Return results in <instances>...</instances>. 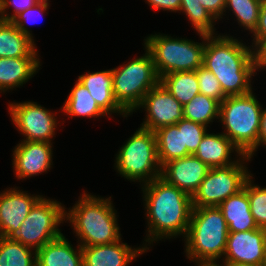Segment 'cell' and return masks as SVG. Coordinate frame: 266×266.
Segmentation results:
<instances>
[{
  "instance_id": "32",
  "label": "cell",
  "mask_w": 266,
  "mask_h": 266,
  "mask_svg": "<svg viewBox=\"0 0 266 266\" xmlns=\"http://www.w3.org/2000/svg\"><path fill=\"white\" fill-rule=\"evenodd\" d=\"M196 77L199 84L200 94L213 98L219 103L226 98L221 88L220 82L211 71L201 66L196 70Z\"/></svg>"
},
{
  "instance_id": "18",
  "label": "cell",
  "mask_w": 266,
  "mask_h": 266,
  "mask_svg": "<svg viewBox=\"0 0 266 266\" xmlns=\"http://www.w3.org/2000/svg\"><path fill=\"white\" fill-rule=\"evenodd\" d=\"M77 80L88 89L92 98L106 115L111 116L113 113H118L124 118L129 116L114 97L111 69L92 73L86 72V74L80 75Z\"/></svg>"
},
{
  "instance_id": "31",
  "label": "cell",
  "mask_w": 266,
  "mask_h": 266,
  "mask_svg": "<svg viewBox=\"0 0 266 266\" xmlns=\"http://www.w3.org/2000/svg\"><path fill=\"white\" fill-rule=\"evenodd\" d=\"M251 175L247 179V194L250 211L259 228L266 229V187L255 185Z\"/></svg>"
},
{
  "instance_id": "33",
  "label": "cell",
  "mask_w": 266,
  "mask_h": 266,
  "mask_svg": "<svg viewBox=\"0 0 266 266\" xmlns=\"http://www.w3.org/2000/svg\"><path fill=\"white\" fill-rule=\"evenodd\" d=\"M208 127L185 118L182 119L183 147L187 148L190 155H194L199 143L207 133Z\"/></svg>"
},
{
  "instance_id": "6",
  "label": "cell",
  "mask_w": 266,
  "mask_h": 266,
  "mask_svg": "<svg viewBox=\"0 0 266 266\" xmlns=\"http://www.w3.org/2000/svg\"><path fill=\"white\" fill-rule=\"evenodd\" d=\"M201 43L186 38H173L166 34H151L144 39L154 61L156 72L162 76L184 71H196L203 66L205 34L198 33Z\"/></svg>"
},
{
  "instance_id": "22",
  "label": "cell",
  "mask_w": 266,
  "mask_h": 266,
  "mask_svg": "<svg viewBox=\"0 0 266 266\" xmlns=\"http://www.w3.org/2000/svg\"><path fill=\"white\" fill-rule=\"evenodd\" d=\"M37 266H83L82 249L78 244L77 248L61 236L46 243L36 251Z\"/></svg>"
},
{
  "instance_id": "12",
  "label": "cell",
  "mask_w": 266,
  "mask_h": 266,
  "mask_svg": "<svg viewBox=\"0 0 266 266\" xmlns=\"http://www.w3.org/2000/svg\"><path fill=\"white\" fill-rule=\"evenodd\" d=\"M140 108H145L146 117L140 127L151 131L175 125L184 118L183 106L161 82L145 94L136 110Z\"/></svg>"
},
{
  "instance_id": "5",
  "label": "cell",
  "mask_w": 266,
  "mask_h": 266,
  "mask_svg": "<svg viewBox=\"0 0 266 266\" xmlns=\"http://www.w3.org/2000/svg\"><path fill=\"white\" fill-rule=\"evenodd\" d=\"M262 106L253 90L244 95L227 96L220 103L219 121L225 128L222 133L250 158L258 149Z\"/></svg>"
},
{
  "instance_id": "19",
  "label": "cell",
  "mask_w": 266,
  "mask_h": 266,
  "mask_svg": "<svg viewBox=\"0 0 266 266\" xmlns=\"http://www.w3.org/2000/svg\"><path fill=\"white\" fill-rule=\"evenodd\" d=\"M237 158L231 160L233 152ZM232 153V154H231ZM194 156L210 168L226 167L235 164L243 156L240 150L223 133H206L199 143Z\"/></svg>"
},
{
  "instance_id": "35",
  "label": "cell",
  "mask_w": 266,
  "mask_h": 266,
  "mask_svg": "<svg viewBox=\"0 0 266 266\" xmlns=\"http://www.w3.org/2000/svg\"><path fill=\"white\" fill-rule=\"evenodd\" d=\"M41 0H0V19L12 20L21 11L33 7ZM11 6V7H10ZM13 7V14L7 10Z\"/></svg>"
},
{
  "instance_id": "38",
  "label": "cell",
  "mask_w": 266,
  "mask_h": 266,
  "mask_svg": "<svg viewBox=\"0 0 266 266\" xmlns=\"http://www.w3.org/2000/svg\"><path fill=\"white\" fill-rule=\"evenodd\" d=\"M153 10H163V11H171L179 13L181 0H146Z\"/></svg>"
},
{
  "instance_id": "7",
  "label": "cell",
  "mask_w": 266,
  "mask_h": 266,
  "mask_svg": "<svg viewBox=\"0 0 266 266\" xmlns=\"http://www.w3.org/2000/svg\"><path fill=\"white\" fill-rule=\"evenodd\" d=\"M115 159L114 167L127 180L144 185L160 177L161 165L154 131L138 128L118 150Z\"/></svg>"
},
{
  "instance_id": "21",
  "label": "cell",
  "mask_w": 266,
  "mask_h": 266,
  "mask_svg": "<svg viewBox=\"0 0 266 266\" xmlns=\"http://www.w3.org/2000/svg\"><path fill=\"white\" fill-rule=\"evenodd\" d=\"M218 207L223 213L229 232H245L259 228L250 211L247 180L243 189L229 196Z\"/></svg>"
},
{
  "instance_id": "16",
  "label": "cell",
  "mask_w": 266,
  "mask_h": 266,
  "mask_svg": "<svg viewBox=\"0 0 266 266\" xmlns=\"http://www.w3.org/2000/svg\"><path fill=\"white\" fill-rule=\"evenodd\" d=\"M210 167L194 155L182 157L165 163L160 177L185 193L193 196Z\"/></svg>"
},
{
  "instance_id": "14",
  "label": "cell",
  "mask_w": 266,
  "mask_h": 266,
  "mask_svg": "<svg viewBox=\"0 0 266 266\" xmlns=\"http://www.w3.org/2000/svg\"><path fill=\"white\" fill-rule=\"evenodd\" d=\"M43 197L10 188L0 192V236L13 237L34 205Z\"/></svg>"
},
{
  "instance_id": "23",
  "label": "cell",
  "mask_w": 266,
  "mask_h": 266,
  "mask_svg": "<svg viewBox=\"0 0 266 266\" xmlns=\"http://www.w3.org/2000/svg\"><path fill=\"white\" fill-rule=\"evenodd\" d=\"M34 38L22 33L11 20L0 19V58L39 57Z\"/></svg>"
},
{
  "instance_id": "25",
  "label": "cell",
  "mask_w": 266,
  "mask_h": 266,
  "mask_svg": "<svg viewBox=\"0 0 266 266\" xmlns=\"http://www.w3.org/2000/svg\"><path fill=\"white\" fill-rule=\"evenodd\" d=\"M69 118L72 117H89L98 118L107 116L97 105L95 99L92 98L88 89L76 81L71 89L62 110Z\"/></svg>"
},
{
  "instance_id": "1",
  "label": "cell",
  "mask_w": 266,
  "mask_h": 266,
  "mask_svg": "<svg viewBox=\"0 0 266 266\" xmlns=\"http://www.w3.org/2000/svg\"><path fill=\"white\" fill-rule=\"evenodd\" d=\"M141 187L148 225L143 247L148 251V245L159 239L185 237L193 210L192 196L161 177Z\"/></svg>"
},
{
  "instance_id": "41",
  "label": "cell",
  "mask_w": 266,
  "mask_h": 266,
  "mask_svg": "<svg viewBox=\"0 0 266 266\" xmlns=\"http://www.w3.org/2000/svg\"><path fill=\"white\" fill-rule=\"evenodd\" d=\"M219 261H198L195 265L198 266H225V263L219 265Z\"/></svg>"
},
{
  "instance_id": "3",
  "label": "cell",
  "mask_w": 266,
  "mask_h": 266,
  "mask_svg": "<svg viewBox=\"0 0 266 266\" xmlns=\"http://www.w3.org/2000/svg\"><path fill=\"white\" fill-rule=\"evenodd\" d=\"M111 200V196L97 197L84 191L76 204L65 210V220L72 225L81 246L109 244L122 239L117 211Z\"/></svg>"
},
{
  "instance_id": "24",
  "label": "cell",
  "mask_w": 266,
  "mask_h": 266,
  "mask_svg": "<svg viewBox=\"0 0 266 266\" xmlns=\"http://www.w3.org/2000/svg\"><path fill=\"white\" fill-rule=\"evenodd\" d=\"M154 132L161 167L169 161L190 155L187 148L183 147L182 119L175 125L163 126Z\"/></svg>"
},
{
  "instance_id": "15",
  "label": "cell",
  "mask_w": 266,
  "mask_h": 266,
  "mask_svg": "<svg viewBox=\"0 0 266 266\" xmlns=\"http://www.w3.org/2000/svg\"><path fill=\"white\" fill-rule=\"evenodd\" d=\"M266 229L229 232L222 262H239L263 265Z\"/></svg>"
},
{
  "instance_id": "9",
  "label": "cell",
  "mask_w": 266,
  "mask_h": 266,
  "mask_svg": "<svg viewBox=\"0 0 266 266\" xmlns=\"http://www.w3.org/2000/svg\"><path fill=\"white\" fill-rule=\"evenodd\" d=\"M65 209L67 208L61 202L43 196L28 213L12 238L37 251L63 234L59 226L66 222Z\"/></svg>"
},
{
  "instance_id": "37",
  "label": "cell",
  "mask_w": 266,
  "mask_h": 266,
  "mask_svg": "<svg viewBox=\"0 0 266 266\" xmlns=\"http://www.w3.org/2000/svg\"><path fill=\"white\" fill-rule=\"evenodd\" d=\"M201 5L210 12V14L216 19H222L227 12H225V0H198ZM225 12V14H224Z\"/></svg>"
},
{
  "instance_id": "29",
  "label": "cell",
  "mask_w": 266,
  "mask_h": 266,
  "mask_svg": "<svg viewBox=\"0 0 266 266\" xmlns=\"http://www.w3.org/2000/svg\"><path fill=\"white\" fill-rule=\"evenodd\" d=\"M262 0H225V11L235 15L238 25L252 33L258 22Z\"/></svg>"
},
{
  "instance_id": "11",
  "label": "cell",
  "mask_w": 266,
  "mask_h": 266,
  "mask_svg": "<svg viewBox=\"0 0 266 266\" xmlns=\"http://www.w3.org/2000/svg\"><path fill=\"white\" fill-rule=\"evenodd\" d=\"M8 109L13 125L24 137L22 141L53 143L51 141L59 124L56 113L32 101H14L9 103Z\"/></svg>"
},
{
  "instance_id": "26",
  "label": "cell",
  "mask_w": 266,
  "mask_h": 266,
  "mask_svg": "<svg viewBox=\"0 0 266 266\" xmlns=\"http://www.w3.org/2000/svg\"><path fill=\"white\" fill-rule=\"evenodd\" d=\"M160 82L182 106L200 93L196 71L169 73L162 76Z\"/></svg>"
},
{
  "instance_id": "36",
  "label": "cell",
  "mask_w": 266,
  "mask_h": 266,
  "mask_svg": "<svg viewBox=\"0 0 266 266\" xmlns=\"http://www.w3.org/2000/svg\"><path fill=\"white\" fill-rule=\"evenodd\" d=\"M253 34L252 48L263 38H266V0H262L259 18Z\"/></svg>"
},
{
  "instance_id": "17",
  "label": "cell",
  "mask_w": 266,
  "mask_h": 266,
  "mask_svg": "<svg viewBox=\"0 0 266 266\" xmlns=\"http://www.w3.org/2000/svg\"><path fill=\"white\" fill-rule=\"evenodd\" d=\"M83 266H128L147 250L144 247L132 248L120 240L103 245L81 246Z\"/></svg>"
},
{
  "instance_id": "28",
  "label": "cell",
  "mask_w": 266,
  "mask_h": 266,
  "mask_svg": "<svg viewBox=\"0 0 266 266\" xmlns=\"http://www.w3.org/2000/svg\"><path fill=\"white\" fill-rule=\"evenodd\" d=\"M220 103L203 94L195 95L183 106V115L187 120L208 127L214 119H219Z\"/></svg>"
},
{
  "instance_id": "43",
  "label": "cell",
  "mask_w": 266,
  "mask_h": 266,
  "mask_svg": "<svg viewBox=\"0 0 266 266\" xmlns=\"http://www.w3.org/2000/svg\"><path fill=\"white\" fill-rule=\"evenodd\" d=\"M263 265L266 266V242H265V251H264V262Z\"/></svg>"
},
{
  "instance_id": "10",
  "label": "cell",
  "mask_w": 266,
  "mask_h": 266,
  "mask_svg": "<svg viewBox=\"0 0 266 266\" xmlns=\"http://www.w3.org/2000/svg\"><path fill=\"white\" fill-rule=\"evenodd\" d=\"M248 161L251 158L243 155L235 164L210 168L192 196L193 207H218L229 196L243 189L246 180L252 175L245 166Z\"/></svg>"
},
{
  "instance_id": "42",
  "label": "cell",
  "mask_w": 266,
  "mask_h": 266,
  "mask_svg": "<svg viewBox=\"0 0 266 266\" xmlns=\"http://www.w3.org/2000/svg\"><path fill=\"white\" fill-rule=\"evenodd\" d=\"M225 266H264V265H254L248 263H239V262H224Z\"/></svg>"
},
{
  "instance_id": "8",
  "label": "cell",
  "mask_w": 266,
  "mask_h": 266,
  "mask_svg": "<svg viewBox=\"0 0 266 266\" xmlns=\"http://www.w3.org/2000/svg\"><path fill=\"white\" fill-rule=\"evenodd\" d=\"M119 67L111 69L113 94L129 114L136 112L145 94L160 82L150 51Z\"/></svg>"
},
{
  "instance_id": "4",
  "label": "cell",
  "mask_w": 266,
  "mask_h": 266,
  "mask_svg": "<svg viewBox=\"0 0 266 266\" xmlns=\"http://www.w3.org/2000/svg\"><path fill=\"white\" fill-rule=\"evenodd\" d=\"M228 233V225L219 207H193L183 238L187 259L193 262L223 259Z\"/></svg>"
},
{
  "instance_id": "39",
  "label": "cell",
  "mask_w": 266,
  "mask_h": 266,
  "mask_svg": "<svg viewBox=\"0 0 266 266\" xmlns=\"http://www.w3.org/2000/svg\"><path fill=\"white\" fill-rule=\"evenodd\" d=\"M253 58L256 66V70L266 68V38L261 39L253 47Z\"/></svg>"
},
{
  "instance_id": "20",
  "label": "cell",
  "mask_w": 266,
  "mask_h": 266,
  "mask_svg": "<svg viewBox=\"0 0 266 266\" xmlns=\"http://www.w3.org/2000/svg\"><path fill=\"white\" fill-rule=\"evenodd\" d=\"M39 57L0 58V93L26 84L41 67Z\"/></svg>"
},
{
  "instance_id": "40",
  "label": "cell",
  "mask_w": 266,
  "mask_h": 266,
  "mask_svg": "<svg viewBox=\"0 0 266 266\" xmlns=\"http://www.w3.org/2000/svg\"><path fill=\"white\" fill-rule=\"evenodd\" d=\"M260 145L266 148V108H262L261 114L260 129L258 134V147Z\"/></svg>"
},
{
  "instance_id": "27",
  "label": "cell",
  "mask_w": 266,
  "mask_h": 266,
  "mask_svg": "<svg viewBox=\"0 0 266 266\" xmlns=\"http://www.w3.org/2000/svg\"><path fill=\"white\" fill-rule=\"evenodd\" d=\"M0 266H37L36 251L12 237L0 236Z\"/></svg>"
},
{
  "instance_id": "30",
  "label": "cell",
  "mask_w": 266,
  "mask_h": 266,
  "mask_svg": "<svg viewBox=\"0 0 266 266\" xmlns=\"http://www.w3.org/2000/svg\"><path fill=\"white\" fill-rule=\"evenodd\" d=\"M180 12L191 21L197 33L215 34L214 24L217 20L207 11L198 0H181Z\"/></svg>"
},
{
  "instance_id": "13",
  "label": "cell",
  "mask_w": 266,
  "mask_h": 266,
  "mask_svg": "<svg viewBox=\"0 0 266 266\" xmlns=\"http://www.w3.org/2000/svg\"><path fill=\"white\" fill-rule=\"evenodd\" d=\"M15 146L12 154L13 172L17 179L31 178L52 167L53 143L22 141Z\"/></svg>"
},
{
  "instance_id": "2",
  "label": "cell",
  "mask_w": 266,
  "mask_h": 266,
  "mask_svg": "<svg viewBox=\"0 0 266 266\" xmlns=\"http://www.w3.org/2000/svg\"><path fill=\"white\" fill-rule=\"evenodd\" d=\"M217 35L205 34L203 67L215 75L226 97L251 92L252 76L257 74L252 46L230 35Z\"/></svg>"
},
{
  "instance_id": "34",
  "label": "cell",
  "mask_w": 266,
  "mask_h": 266,
  "mask_svg": "<svg viewBox=\"0 0 266 266\" xmlns=\"http://www.w3.org/2000/svg\"><path fill=\"white\" fill-rule=\"evenodd\" d=\"M50 3L48 0H41L33 7H30L24 11H21L17 14L11 21L16 25V27L24 34L28 35L29 37L33 38L32 31L28 29L26 23L36 24L37 21L35 20L37 14H41L40 18H43V13L50 7ZM35 17V18H34ZM38 17V16H37Z\"/></svg>"
}]
</instances>
